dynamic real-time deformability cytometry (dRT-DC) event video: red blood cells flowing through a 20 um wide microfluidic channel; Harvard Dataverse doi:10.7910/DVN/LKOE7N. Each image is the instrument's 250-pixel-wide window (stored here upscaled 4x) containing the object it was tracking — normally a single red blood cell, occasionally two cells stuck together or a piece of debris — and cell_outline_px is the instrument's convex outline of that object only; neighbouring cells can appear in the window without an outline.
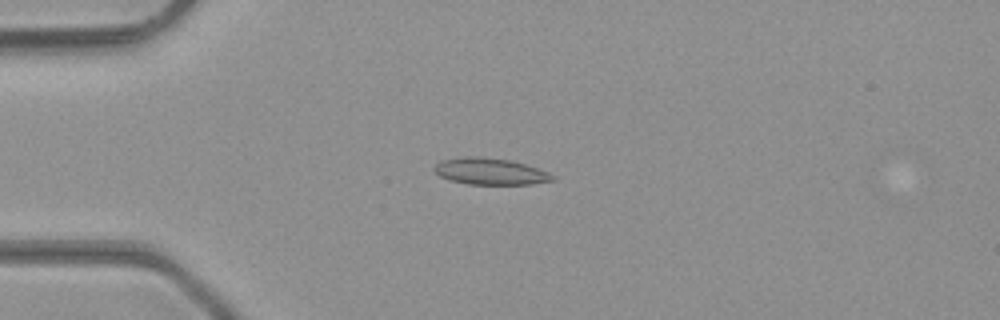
{"species": "common noctule bat (a hibernating species)", "species_latin": "Nyctalus noctula", "temperature_condition": "room temperature", "stored_images_in_passage": 44, "camera_frame_rate_fps": 3000, "um_per_image_px": 0.085, "animal": {"sex": "male", "body_mass_g": 23.1, "forearm_length_mm": 52.7}, "frame": {"image": 1, "passage_image": 9, "time_ms": 2.667, "image_size_px": [1000, 320], "cell_outline_px": [[556, 180], [532, 184], [468, 184], [452, 180], [440, 176], [432, 168], [440, 160], [464, 156], [480, 156], [508, 160], [524, 164], [548, 172], [556, 176]], "centroid_in_image_um": [41.67, 14.56], "position_along_channel_um": 43.3, "area_um2": 18.26}}
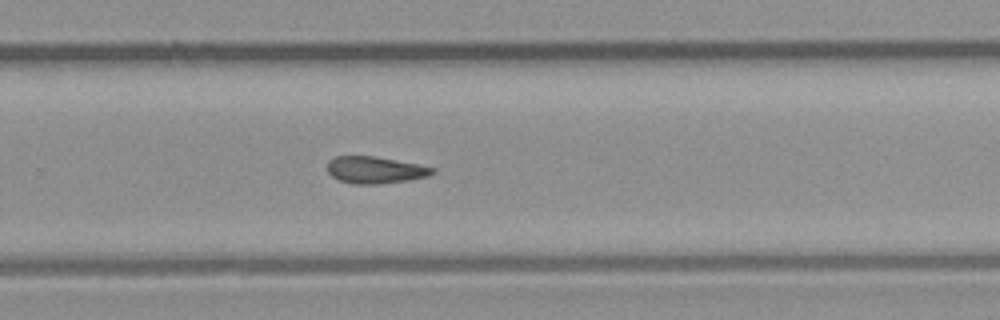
{"frame": {"image": 2, "passage_image": 28, "time_ms": 9.0, "image_size_px": [1000, 320], "cell_outline_px": [[436, 172], [428, 176], [408, 180], [380, 184], [352, 184], [340, 180], [332, 176], [328, 172], [328, 160], [336, 156], [372, 156], [416, 164], [436, 168]], "centroid_in_image_um": [31.88, 14.45], "position_along_channel_um": 297.9, "area_um2": 16.36}}
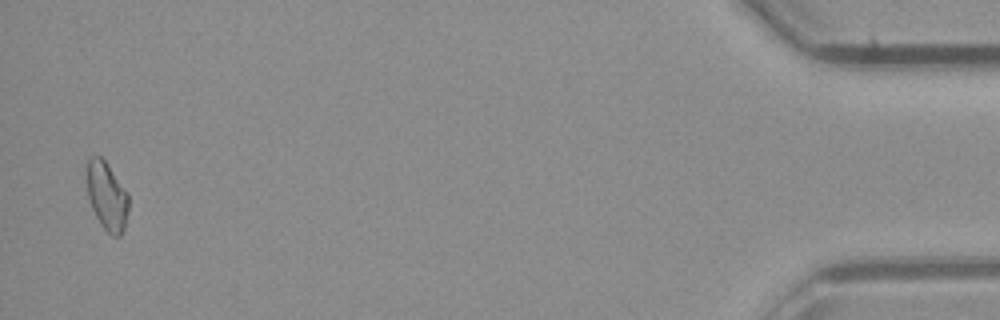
{"frame": {"image": 3, "passage_image": 43, "time_ms": 14.0, "image_size_px": [1000, 320], "cell_outline_px": [[128, 208], [124, 228], [120, 236], [112, 236], [104, 228], [96, 216], [92, 208], [88, 196], [88, 156], [100, 156], [104, 160], [128, 192]], "centroid_in_image_um": [9.1, 16.67], "position_along_channel_um": 426.1, "area_um2": 16.24}}